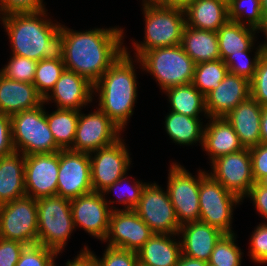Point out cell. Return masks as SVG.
I'll return each mask as SVG.
<instances>
[{
    "label": "cell",
    "instance_id": "1",
    "mask_svg": "<svg viewBox=\"0 0 267 266\" xmlns=\"http://www.w3.org/2000/svg\"><path fill=\"white\" fill-rule=\"evenodd\" d=\"M60 30L64 34L65 69L85 77L93 85L125 51L124 30L116 26L74 31L61 25Z\"/></svg>",
    "mask_w": 267,
    "mask_h": 266
},
{
    "label": "cell",
    "instance_id": "2",
    "mask_svg": "<svg viewBox=\"0 0 267 266\" xmlns=\"http://www.w3.org/2000/svg\"><path fill=\"white\" fill-rule=\"evenodd\" d=\"M41 12L10 13L1 20L11 44V53L36 60H63L64 34L60 23Z\"/></svg>",
    "mask_w": 267,
    "mask_h": 266
},
{
    "label": "cell",
    "instance_id": "3",
    "mask_svg": "<svg viewBox=\"0 0 267 266\" xmlns=\"http://www.w3.org/2000/svg\"><path fill=\"white\" fill-rule=\"evenodd\" d=\"M125 51L93 85V94L98 93V108L122 131L133 115L137 101V77L129 50Z\"/></svg>",
    "mask_w": 267,
    "mask_h": 266
},
{
    "label": "cell",
    "instance_id": "4",
    "mask_svg": "<svg viewBox=\"0 0 267 266\" xmlns=\"http://www.w3.org/2000/svg\"><path fill=\"white\" fill-rule=\"evenodd\" d=\"M145 30L144 41L132 42L139 58L145 51L181 44L183 31L186 26L185 11L183 9L165 5L142 6Z\"/></svg>",
    "mask_w": 267,
    "mask_h": 266
},
{
    "label": "cell",
    "instance_id": "5",
    "mask_svg": "<svg viewBox=\"0 0 267 266\" xmlns=\"http://www.w3.org/2000/svg\"><path fill=\"white\" fill-rule=\"evenodd\" d=\"M137 62L142 71L153 75L163 91L192 83L196 65L181 45L150 49L137 58Z\"/></svg>",
    "mask_w": 267,
    "mask_h": 266
},
{
    "label": "cell",
    "instance_id": "6",
    "mask_svg": "<svg viewBox=\"0 0 267 266\" xmlns=\"http://www.w3.org/2000/svg\"><path fill=\"white\" fill-rule=\"evenodd\" d=\"M38 239L37 243L56 251L65 249L75 230L71 200L60 195L37 199Z\"/></svg>",
    "mask_w": 267,
    "mask_h": 266
},
{
    "label": "cell",
    "instance_id": "7",
    "mask_svg": "<svg viewBox=\"0 0 267 266\" xmlns=\"http://www.w3.org/2000/svg\"><path fill=\"white\" fill-rule=\"evenodd\" d=\"M44 102L11 116L12 142L15 151L23 155L55 153L57 146L46 119Z\"/></svg>",
    "mask_w": 267,
    "mask_h": 266
},
{
    "label": "cell",
    "instance_id": "8",
    "mask_svg": "<svg viewBox=\"0 0 267 266\" xmlns=\"http://www.w3.org/2000/svg\"><path fill=\"white\" fill-rule=\"evenodd\" d=\"M243 202L237 195L226 190L208 172L200 179V221L217 228L224 234H233V208Z\"/></svg>",
    "mask_w": 267,
    "mask_h": 266
},
{
    "label": "cell",
    "instance_id": "9",
    "mask_svg": "<svg viewBox=\"0 0 267 266\" xmlns=\"http://www.w3.org/2000/svg\"><path fill=\"white\" fill-rule=\"evenodd\" d=\"M0 238L25 245L37 243V199L24 195L0 205Z\"/></svg>",
    "mask_w": 267,
    "mask_h": 266
},
{
    "label": "cell",
    "instance_id": "10",
    "mask_svg": "<svg viewBox=\"0 0 267 266\" xmlns=\"http://www.w3.org/2000/svg\"><path fill=\"white\" fill-rule=\"evenodd\" d=\"M168 171L167 191L179 225L200 221L199 185L206 171L199 169L197 177L192 176L176 162L170 165Z\"/></svg>",
    "mask_w": 267,
    "mask_h": 266
},
{
    "label": "cell",
    "instance_id": "11",
    "mask_svg": "<svg viewBox=\"0 0 267 266\" xmlns=\"http://www.w3.org/2000/svg\"><path fill=\"white\" fill-rule=\"evenodd\" d=\"M134 210L154 234L178 235L180 225L168 191L156 182L145 185Z\"/></svg>",
    "mask_w": 267,
    "mask_h": 266
},
{
    "label": "cell",
    "instance_id": "12",
    "mask_svg": "<svg viewBox=\"0 0 267 266\" xmlns=\"http://www.w3.org/2000/svg\"><path fill=\"white\" fill-rule=\"evenodd\" d=\"M123 137L113 144L89 153L93 191L103 193L106 188L127 174L131 158Z\"/></svg>",
    "mask_w": 267,
    "mask_h": 266
},
{
    "label": "cell",
    "instance_id": "13",
    "mask_svg": "<svg viewBox=\"0 0 267 266\" xmlns=\"http://www.w3.org/2000/svg\"><path fill=\"white\" fill-rule=\"evenodd\" d=\"M115 201H108L103 193L92 191L71 199L74 227H81L91 236L104 241L109 230L111 212L117 210ZM111 205V206H110Z\"/></svg>",
    "mask_w": 267,
    "mask_h": 266
},
{
    "label": "cell",
    "instance_id": "14",
    "mask_svg": "<svg viewBox=\"0 0 267 266\" xmlns=\"http://www.w3.org/2000/svg\"><path fill=\"white\" fill-rule=\"evenodd\" d=\"M210 166L208 174L242 201L255 184L249 148L221 156Z\"/></svg>",
    "mask_w": 267,
    "mask_h": 266
},
{
    "label": "cell",
    "instance_id": "15",
    "mask_svg": "<svg viewBox=\"0 0 267 266\" xmlns=\"http://www.w3.org/2000/svg\"><path fill=\"white\" fill-rule=\"evenodd\" d=\"M94 112L80 110L73 147L76 152L91 153L119 140L123 132L97 106Z\"/></svg>",
    "mask_w": 267,
    "mask_h": 266
},
{
    "label": "cell",
    "instance_id": "16",
    "mask_svg": "<svg viewBox=\"0 0 267 266\" xmlns=\"http://www.w3.org/2000/svg\"><path fill=\"white\" fill-rule=\"evenodd\" d=\"M92 191L89 153L60 150L57 195L71 200Z\"/></svg>",
    "mask_w": 267,
    "mask_h": 266
},
{
    "label": "cell",
    "instance_id": "17",
    "mask_svg": "<svg viewBox=\"0 0 267 266\" xmlns=\"http://www.w3.org/2000/svg\"><path fill=\"white\" fill-rule=\"evenodd\" d=\"M153 234L134 209H117L111 212L104 242L108 241L109 247L137 253Z\"/></svg>",
    "mask_w": 267,
    "mask_h": 266
},
{
    "label": "cell",
    "instance_id": "18",
    "mask_svg": "<svg viewBox=\"0 0 267 266\" xmlns=\"http://www.w3.org/2000/svg\"><path fill=\"white\" fill-rule=\"evenodd\" d=\"M59 151L25 156L26 195L39 199L57 194Z\"/></svg>",
    "mask_w": 267,
    "mask_h": 266
},
{
    "label": "cell",
    "instance_id": "19",
    "mask_svg": "<svg viewBox=\"0 0 267 266\" xmlns=\"http://www.w3.org/2000/svg\"><path fill=\"white\" fill-rule=\"evenodd\" d=\"M93 84L74 71L65 69L54 88L44 98V103L52 101L57 109L82 110L93 101Z\"/></svg>",
    "mask_w": 267,
    "mask_h": 266
},
{
    "label": "cell",
    "instance_id": "20",
    "mask_svg": "<svg viewBox=\"0 0 267 266\" xmlns=\"http://www.w3.org/2000/svg\"><path fill=\"white\" fill-rule=\"evenodd\" d=\"M249 96L250 81L228 72L220 85L205 96L208 118L225 117Z\"/></svg>",
    "mask_w": 267,
    "mask_h": 266
},
{
    "label": "cell",
    "instance_id": "21",
    "mask_svg": "<svg viewBox=\"0 0 267 266\" xmlns=\"http://www.w3.org/2000/svg\"><path fill=\"white\" fill-rule=\"evenodd\" d=\"M178 235H181L179 239L183 255L208 262L224 233L207 223L196 221L180 226Z\"/></svg>",
    "mask_w": 267,
    "mask_h": 266
},
{
    "label": "cell",
    "instance_id": "22",
    "mask_svg": "<svg viewBox=\"0 0 267 266\" xmlns=\"http://www.w3.org/2000/svg\"><path fill=\"white\" fill-rule=\"evenodd\" d=\"M262 111L263 107L249 96L225 116L244 148H252L261 143L260 123Z\"/></svg>",
    "mask_w": 267,
    "mask_h": 266
},
{
    "label": "cell",
    "instance_id": "23",
    "mask_svg": "<svg viewBox=\"0 0 267 266\" xmlns=\"http://www.w3.org/2000/svg\"><path fill=\"white\" fill-rule=\"evenodd\" d=\"M43 102L33 83L15 81L0 73V113L12 116Z\"/></svg>",
    "mask_w": 267,
    "mask_h": 266
},
{
    "label": "cell",
    "instance_id": "24",
    "mask_svg": "<svg viewBox=\"0 0 267 266\" xmlns=\"http://www.w3.org/2000/svg\"><path fill=\"white\" fill-rule=\"evenodd\" d=\"M204 128L202 148L210 158V163L226 154L244 149L232 125L225 117H209Z\"/></svg>",
    "mask_w": 267,
    "mask_h": 266
},
{
    "label": "cell",
    "instance_id": "25",
    "mask_svg": "<svg viewBox=\"0 0 267 266\" xmlns=\"http://www.w3.org/2000/svg\"><path fill=\"white\" fill-rule=\"evenodd\" d=\"M175 236L179 235L153 234L137 252L139 265L176 266L182 251Z\"/></svg>",
    "mask_w": 267,
    "mask_h": 266
},
{
    "label": "cell",
    "instance_id": "26",
    "mask_svg": "<svg viewBox=\"0 0 267 266\" xmlns=\"http://www.w3.org/2000/svg\"><path fill=\"white\" fill-rule=\"evenodd\" d=\"M25 155L14 151L0 157V205L26 195Z\"/></svg>",
    "mask_w": 267,
    "mask_h": 266
},
{
    "label": "cell",
    "instance_id": "27",
    "mask_svg": "<svg viewBox=\"0 0 267 266\" xmlns=\"http://www.w3.org/2000/svg\"><path fill=\"white\" fill-rule=\"evenodd\" d=\"M186 25L217 32L229 21L227 3L221 0H195L185 10Z\"/></svg>",
    "mask_w": 267,
    "mask_h": 266
},
{
    "label": "cell",
    "instance_id": "28",
    "mask_svg": "<svg viewBox=\"0 0 267 266\" xmlns=\"http://www.w3.org/2000/svg\"><path fill=\"white\" fill-rule=\"evenodd\" d=\"M181 47L195 64L221 59L217 32L185 26Z\"/></svg>",
    "mask_w": 267,
    "mask_h": 266
},
{
    "label": "cell",
    "instance_id": "29",
    "mask_svg": "<svg viewBox=\"0 0 267 266\" xmlns=\"http://www.w3.org/2000/svg\"><path fill=\"white\" fill-rule=\"evenodd\" d=\"M256 32L255 28L234 21L221 26L217 31L221 59L224 61L228 56L241 51H252Z\"/></svg>",
    "mask_w": 267,
    "mask_h": 266
},
{
    "label": "cell",
    "instance_id": "30",
    "mask_svg": "<svg viewBox=\"0 0 267 266\" xmlns=\"http://www.w3.org/2000/svg\"><path fill=\"white\" fill-rule=\"evenodd\" d=\"M199 118L169 111L164 124L166 133L175 144L180 146H190L198 141L202 146L205 126Z\"/></svg>",
    "mask_w": 267,
    "mask_h": 266
},
{
    "label": "cell",
    "instance_id": "31",
    "mask_svg": "<svg viewBox=\"0 0 267 266\" xmlns=\"http://www.w3.org/2000/svg\"><path fill=\"white\" fill-rule=\"evenodd\" d=\"M164 93L168 96L170 111L190 117H200L199 114L204 113L208 119L205 96L192 83L167 88Z\"/></svg>",
    "mask_w": 267,
    "mask_h": 266
},
{
    "label": "cell",
    "instance_id": "32",
    "mask_svg": "<svg viewBox=\"0 0 267 266\" xmlns=\"http://www.w3.org/2000/svg\"><path fill=\"white\" fill-rule=\"evenodd\" d=\"M79 112V110L56 109L49 114L46 111L47 124L61 150L73 147Z\"/></svg>",
    "mask_w": 267,
    "mask_h": 266
},
{
    "label": "cell",
    "instance_id": "33",
    "mask_svg": "<svg viewBox=\"0 0 267 266\" xmlns=\"http://www.w3.org/2000/svg\"><path fill=\"white\" fill-rule=\"evenodd\" d=\"M228 72L222 59L198 63L195 65L192 84L206 96L220 85Z\"/></svg>",
    "mask_w": 267,
    "mask_h": 266
},
{
    "label": "cell",
    "instance_id": "34",
    "mask_svg": "<svg viewBox=\"0 0 267 266\" xmlns=\"http://www.w3.org/2000/svg\"><path fill=\"white\" fill-rule=\"evenodd\" d=\"M227 6L229 21L256 29L264 19L261 0H231Z\"/></svg>",
    "mask_w": 267,
    "mask_h": 266
},
{
    "label": "cell",
    "instance_id": "35",
    "mask_svg": "<svg viewBox=\"0 0 267 266\" xmlns=\"http://www.w3.org/2000/svg\"><path fill=\"white\" fill-rule=\"evenodd\" d=\"M64 70L63 60L42 59L37 62L33 85L43 98L54 88Z\"/></svg>",
    "mask_w": 267,
    "mask_h": 266
},
{
    "label": "cell",
    "instance_id": "36",
    "mask_svg": "<svg viewBox=\"0 0 267 266\" xmlns=\"http://www.w3.org/2000/svg\"><path fill=\"white\" fill-rule=\"evenodd\" d=\"M233 234H224L216 243L208 265L210 266H241L242 251L235 243L236 237Z\"/></svg>",
    "mask_w": 267,
    "mask_h": 266
},
{
    "label": "cell",
    "instance_id": "37",
    "mask_svg": "<svg viewBox=\"0 0 267 266\" xmlns=\"http://www.w3.org/2000/svg\"><path fill=\"white\" fill-rule=\"evenodd\" d=\"M255 49L253 59L249 56L251 51H241V53L228 56L224 63L227 65L229 73L245 77L250 81L255 75L260 58L263 56V51L259 46Z\"/></svg>",
    "mask_w": 267,
    "mask_h": 266
},
{
    "label": "cell",
    "instance_id": "38",
    "mask_svg": "<svg viewBox=\"0 0 267 266\" xmlns=\"http://www.w3.org/2000/svg\"><path fill=\"white\" fill-rule=\"evenodd\" d=\"M36 67V60L12 54L0 73L15 81L33 83Z\"/></svg>",
    "mask_w": 267,
    "mask_h": 266
},
{
    "label": "cell",
    "instance_id": "39",
    "mask_svg": "<svg viewBox=\"0 0 267 266\" xmlns=\"http://www.w3.org/2000/svg\"><path fill=\"white\" fill-rule=\"evenodd\" d=\"M126 175L127 174H125L123 177L106 188L103 192V195L106 196L107 194H110L109 192L115 191V194H117L118 197V201L116 202L125 205L124 210H131L139 204L142 190L147 183H143L142 181L140 182V180H137L136 182L133 181V184L129 186V184H127V182L129 183V181ZM124 184L126 188L122 187V189H124L125 192L116 191Z\"/></svg>",
    "mask_w": 267,
    "mask_h": 266
},
{
    "label": "cell",
    "instance_id": "40",
    "mask_svg": "<svg viewBox=\"0 0 267 266\" xmlns=\"http://www.w3.org/2000/svg\"><path fill=\"white\" fill-rule=\"evenodd\" d=\"M58 253L41 244L26 245L16 266H56Z\"/></svg>",
    "mask_w": 267,
    "mask_h": 266
},
{
    "label": "cell",
    "instance_id": "41",
    "mask_svg": "<svg viewBox=\"0 0 267 266\" xmlns=\"http://www.w3.org/2000/svg\"><path fill=\"white\" fill-rule=\"evenodd\" d=\"M88 251L95 257L97 266H138V254L133 251L106 246L102 258H98L90 249Z\"/></svg>",
    "mask_w": 267,
    "mask_h": 266
},
{
    "label": "cell",
    "instance_id": "42",
    "mask_svg": "<svg viewBox=\"0 0 267 266\" xmlns=\"http://www.w3.org/2000/svg\"><path fill=\"white\" fill-rule=\"evenodd\" d=\"M250 96L262 107H267V56L260 58L255 75L250 80Z\"/></svg>",
    "mask_w": 267,
    "mask_h": 266
},
{
    "label": "cell",
    "instance_id": "43",
    "mask_svg": "<svg viewBox=\"0 0 267 266\" xmlns=\"http://www.w3.org/2000/svg\"><path fill=\"white\" fill-rule=\"evenodd\" d=\"M250 250L248 251L252 261L259 264L267 263V223L258 224L250 238Z\"/></svg>",
    "mask_w": 267,
    "mask_h": 266
},
{
    "label": "cell",
    "instance_id": "44",
    "mask_svg": "<svg viewBox=\"0 0 267 266\" xmlns=\"http://www.w3.org/2000/svg\"><path fill=\"white\" fill-rule=\"evenodd\" d=\"M46 10L43 0H0L1 16L10 13L41 12Z\"/></svg>",
    "mask_w": 267,
    "mask_h": 266
},
{
    "label": "cell",
    "instance_id": "45",
    "mask_svg": "<svg viewBox=\"0 0 267 266\" xmlns=\"http://www.w3.org/2000/svg\"><path fill=\"white\" fill-rule=\"evenodd\" d=\"M25 246L18 241L0 238V266H16Z\"/></svg>",
    "mask_w": 267,
    "mask_h": 266
},
{
    "label": "cell",
    "instance_id": "46",
    "mask_svg": "<svg viewBox=\"0 0 267 266\" xmlns=\"http://www.w3.org/2000/svg\"><path fill=\"white\" fill-rule=\"evenodd\" d=\"M255 183L267 175V143L249 148Z\"/></svg>",
    "mask_w": 267,
    "mask_h": 266
},
{
    "label": "cell",
    "instance_id": "47",
    "mask_svg": "<svg viewBox=\"0 0 267 266\" xmlns=\"http://www.w3.org/2000/svg\"><path fill=\"white\" fill-rule=\"evenodd\" d=\"M11 116L0 113V157L14 152Z\"/></svg>",
    "mask_w": 267,
    "mask_h": 266
},
{
    "label": "cell",
    "instance_id": "48",
    "mask_svg": "<svg viewBox=\"0 0 267 266\" xmlns=\"http://www.w3.org/2000/svg\"><path fill=\"white\" fill-rule=\"evenodd\" d=\"M246 197L253 201V205H255L258 214L261 215L267 223V188L255 183L245 198Z\"/></svg>",
    "mask_w": 267,
    "mask_h": 266
},
{
    "label": "cell",
    "instance_id": "49",
    "mask_svg": "<svg viewBox=\"0 0 267 266\" xmlns=\"http://www.w3.org/2000/svg\"><path fill=\"white\" fill-rule=\"evenodd\" d=\"M66 266H97V263L95 257L88 251V247L85 245L72 261H67Z\"/></svg>",
    "mask_w": 267,
    "mask_h": 266
},
{
    "label": "cell",
    "instance_id": "50",
    "mask_svg": "<svg viewBox=\"0 0 267 266\" xmlns=\"http://www.w3.org/2000/svg\"><path fill=\"white\" fill-rule=\"evenodd\" d=\"M176 266H209V265L208 262L206 261L193 259L181 254Z\"/></svg>",
    "mask_w": 267,
    "mask_h": 266
},
{
    "label": "cell",
    "instance_id": "51",
    "mask_svg": "<svg viewBox=\"0 0 267 266\" xmlns=\"http://www.w3.org/2000/svg\"><path fill=\"white\" fill-rule=\"evenodd\" d=\"M261 143H267V107H263L260 123Z\"/></svg>",
    "mask_w": 267,
    "mask_h": 266
},
{
    "label": "cell",
    "instance_id": "52",
    "mask_svg": "<svg viewBox=\"0 0 267 266\" xmlns=\"http://www.w3.org/2000/svg\"><path fill=\"white\" fill-rule=\"evenodd\" d=\"M257 33L263 32L264 37H266L265 43L261 45L259 44V47L262 49L263 54L267 53V16L264 17L261 24L256 28Z\"/></svg>",
    "mask_w": 267,
    "mask_h": 266
},
{
    "label": "cell",
    "instance_id": "53",
    "mask_svg": "<svg viewBox=\"0 0 267 266\" xmlns=\"http://www.w3.org/2000/svg\"><path fill=\"white\" fill-rule=\"evenodd\" d=\"M195 0H167V6L185 10Z\"/></svg>",
    "mask_w": 267,
    "mask_h": 266
},
{
    "label": "cell",
    "instance_id": "54",
    "mask_svg": "<svg viewBox=\"0 0 267 266\" xmlns=\"http://www.w3.org/2000/svg\"><path fill=\"white\" fill-rule=\"evenodd\" d=\"M142 6L145 5H165L167 6V0H142Z\"/></svg>",
    "mask_w": 267,
    "mask_h": 266
},
{
    "label": "cell",
    "instance_id": "55",
    "mask_svg": "<svg viewBox=\"0 0 267 266\" xmlns=\"http://www.w3.org/2000/svg\"><path fill=\"white\" fill-rule=\"evenodd\" d=\"M261 9H262L263 16L266 17L267 16V0H261Z\"/></svg>",
    "mask_w": 267,
    "mask_h": 266
},
{
    "label": "cell",
    "instance_id": "56",
    "mask_svg": "<svg viewBox=\"0 0 267 266\" xmlns=\"http://www.w3.org/2000/svg\"><path fill=\"white\" fill-rule=\"evenodd\" d=\"M260 186L267 188V175L262 177L258 182Z\"/></svg>",
    "mask_w": 267,
    "mask_h": 266
},
{
    "label": "cell",
    "instance_id": "57",
    "mask_svg": "<svg viewBox=\"0 0 267 266\" xmlns=\"http://www.w3.org/2000/svg\"><path fill=\"white\" fill-rule=\"evenodd\" d=\"M221 1H223V2H225V3H227V4H228V0H221Z\"/></svg>",
    "mask_w": 267,
    "mask_h": 266
}]
</instances>
